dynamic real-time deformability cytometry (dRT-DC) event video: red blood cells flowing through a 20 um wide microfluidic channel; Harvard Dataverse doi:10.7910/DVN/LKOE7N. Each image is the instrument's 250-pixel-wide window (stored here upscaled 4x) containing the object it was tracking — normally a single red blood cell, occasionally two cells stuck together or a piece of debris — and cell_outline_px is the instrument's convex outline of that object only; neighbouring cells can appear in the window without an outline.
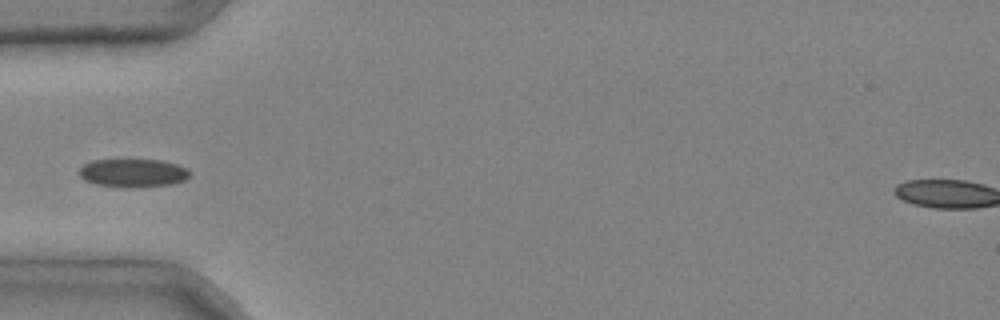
{"species": "common noctule bat (a hibernating species)", "species_latin": "Nyctalus noctula", "temperature_condition": "cold", "stored_images_in_passage": 4, "camera_frame_rate_fps": 3000, "um_per_image_px": 0.085, "animal": {"sex": "male", "body_mass_g": 20.4}, "frame": {"image": 1, "passage_image": 4, "time_ms": 1.0, "image_size_px": [1000, 320], "cell_outline_px": [[192, 176], [184, 180], [172, 184], [124, 188], [96, 184], [84, 180], [80, 176], [80, 168], [84, 164], [92, 160], [160, 160], [176, 164], [188, 168], [192, 172]], "centroid_in_image_um": [11.34, 14.7], "position_along_channel_um": 73.7, "area_um2": 18.32}}